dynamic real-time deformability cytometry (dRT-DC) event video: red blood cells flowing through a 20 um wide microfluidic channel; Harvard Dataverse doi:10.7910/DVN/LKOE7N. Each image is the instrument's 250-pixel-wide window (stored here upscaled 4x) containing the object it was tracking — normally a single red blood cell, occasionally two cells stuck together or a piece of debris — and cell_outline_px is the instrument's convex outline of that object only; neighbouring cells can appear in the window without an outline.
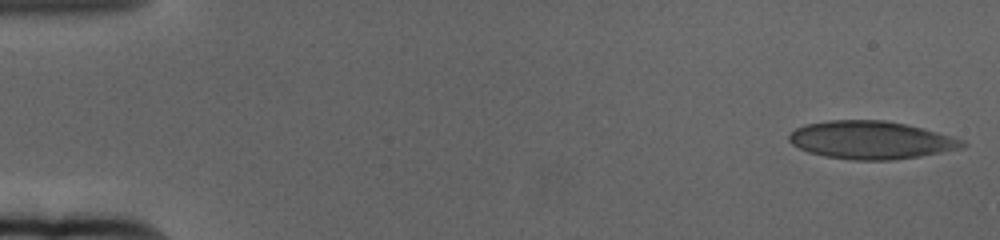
{"species": "human", "species_latin": "Homo sapiens", "temperature_condition": "cold", "stored_images_in_passage": 58, "camera_frame_rate_fps": 3000, "um_per_image_px": 0.085, "donor": {"sex": "female"}, "frame": {"image": 1, "passage_image": 1, "time_ms": 0.0, "image_size_px": [1000, 240], "cell_outline_px": [[968, 144], [964, 148], [920, 156], [888, 160], [852, 160], [824, 156], [808, 152], [792, 144], [788, 140], [788, 136], [796, 128], [804, 124], [828, 120], [884, 120], [924, 128], [952, 136], [964, 140]], "centroid_in_image_um": [74.05, 11.9], "position_along_channel_um": 11.0, "area_um2": 38.44}}
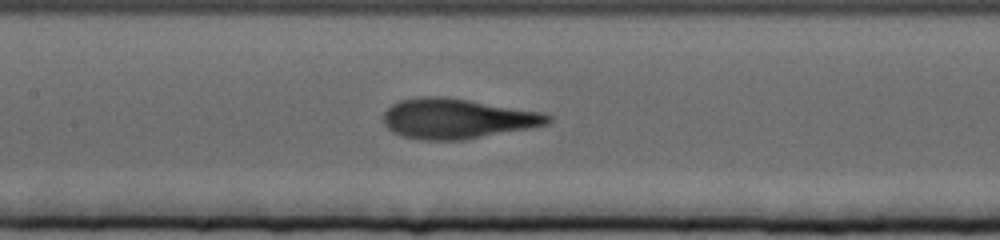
{"frame": {"image": 2, "passage_image": 28, "time_ms": 9.0, "image_size_px": [1000, 240], "cell_outline_px": [[552, 120], [548, 124], [532, 128], [464, 140], [420, 140], [404, 136], [392, 132], [384, 124], [384, 112], [392, 104], [400, 100], [424, 96], [444, 96], [544, 112], [552, 116]], "centroid_in_image_um": [38.89, 10.08], "position_along_channel_um": 168.5, "area_um2": 38.67}}
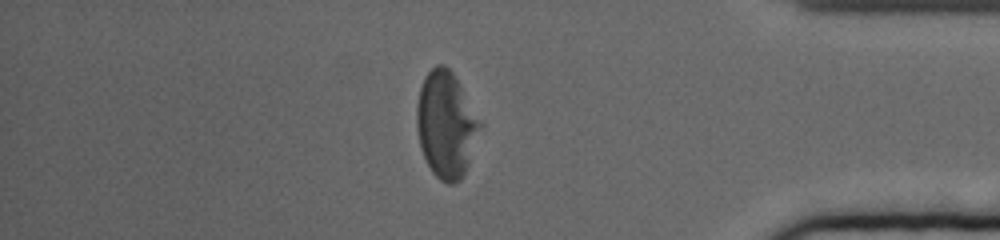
{"frame": {"image": 3, "passage_image": 51, "time_ms": 16.667, "image_size_px": [1000, 240], "cell_outline_px": [[484, 128], [468, 164], [460, 180], [452, 184], [448, 184], [440, 180], [432, 172], [420, 148], [416, 124], [416, 104], [420, 88], [424, 76], [436, 64], [444, 64], [452, 72], [484, 124]], "centroid_in_image_um": [37.94, 10.59], "position_along_channel_um": 397.3, "area_um2": 39.65}}